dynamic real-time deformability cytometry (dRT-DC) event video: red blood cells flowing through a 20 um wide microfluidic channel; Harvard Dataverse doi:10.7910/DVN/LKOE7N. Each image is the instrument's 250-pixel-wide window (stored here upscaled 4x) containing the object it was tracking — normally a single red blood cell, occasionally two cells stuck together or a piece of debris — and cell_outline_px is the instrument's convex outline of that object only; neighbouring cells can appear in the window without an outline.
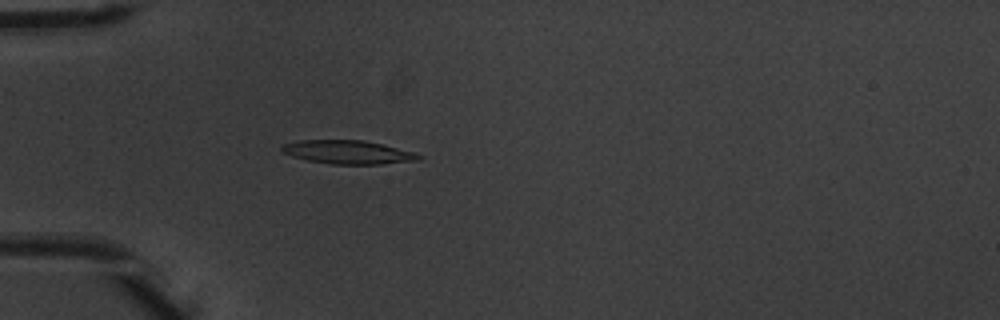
{"species": "common noctule bat (a hibernating species)", "species_latin": "Nyctalus noctula", "temperature_condition": "warm", "stored_images_in_passage": 52, "camera_frame_rate_fps": 3000, "um_per_image_px": 0.085, "animal": {"sex": "male", "body_mass_g": 20.1, "forearm_length_mm": 53.5}, "frame": {"image": 1, "passage_image": 16, "time_ms": 5.0, "image_size_px": [1000, 320], "cell_outline_px": [[424, 156], [420, 160], [380, 164], [332, 164], [308, 160], [292, 156], [280, 152], [280, 148], [284, 144], [300, 140], [364, 140], [416, 152]], "centroid_in_image_um": [29.6, 12.93], "position_along_channel_um": 55.4, "area_um2": 18.84}}
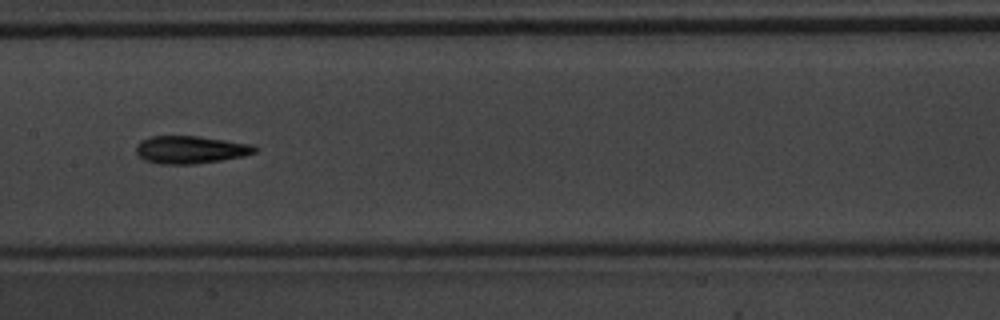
{"frame": {"image": 2, "passage_image": 27, "time_ms": 8.667, "image_size_px": [1000, 320], "cell_outline_px": [[260, 148], [256, 152], [244, 156], [220, 160], [192, 164], [160, 164], [144, 160], [136, 152], [136, 144], [140, 140], [148, 136], [200, 136], [256, 144]], "centroid_in_image_um": [16.23, 12.71], "position_along_channel_um": 191.2, "area_um2": 19.48}}
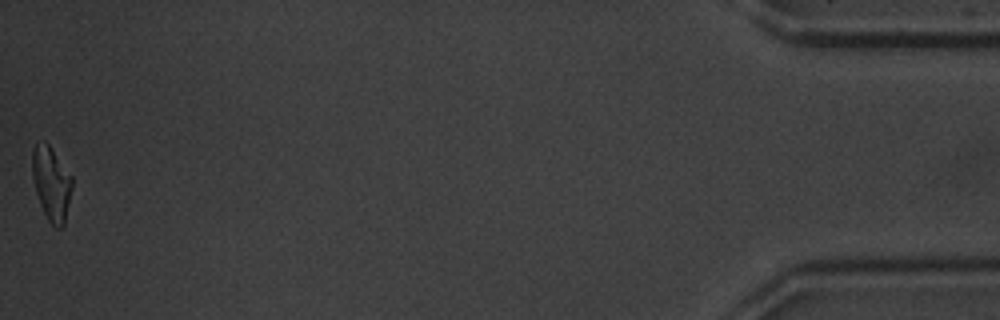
{"frame": {"image": 3, "passage_image": 52, "time_ms": 17.0, "image_size_px": [1000, 320], "cell_outline_px": [[72, 188], [64, 228], [56, 228], [48, 220], [40, 204], [36, 192], [32, 176], [32, 148], [36, 144], [44, 140], [48, 144], [72, 176]], "centroid_in_image_um": [4.37, 15.61], "position_along_channel_um": 430.8, "area_um2": 17.17}, "authors_computed_cell_mechanics": {"area_um2": 18.4093, "velocity_mm_per_s": 3.9413, "shape_relaxation_time_tau1_ms": 3.2083, "shape_relaxation_time_tau2_ms": 2.7955, "deformation_change_tau1": 0.1854, "deformation_change_tau2": 0.1302}}